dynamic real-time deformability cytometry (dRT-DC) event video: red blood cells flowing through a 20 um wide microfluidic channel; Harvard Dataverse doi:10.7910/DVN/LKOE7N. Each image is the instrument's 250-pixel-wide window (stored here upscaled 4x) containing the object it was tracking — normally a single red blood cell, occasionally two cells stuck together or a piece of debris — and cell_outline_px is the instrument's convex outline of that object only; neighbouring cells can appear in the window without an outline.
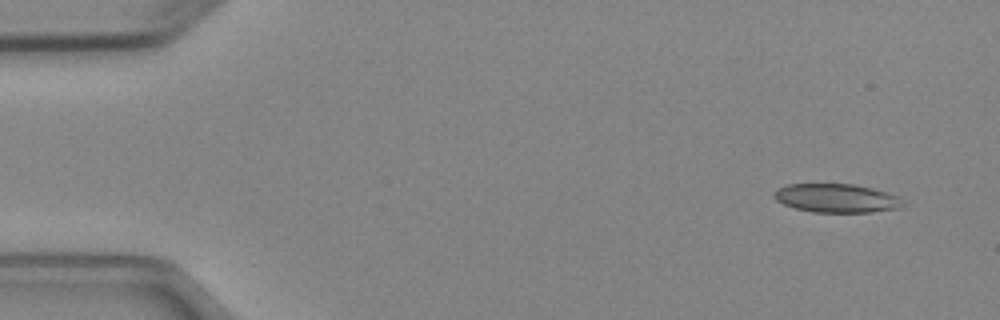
{"species": "Egyptian fruit bat (a non-hibernating species)", "species_latin": "Rousettus aegyptiacus", "temperature_condition": "cold", "stored_images_in_passage": 4, "camera_frame_rate_fps": 3000, "um_per_image_px": 0.085, "animal": {"sex": "female"}, "frame": {"image": 1, "passage_image": 1, "time_ms": 0.0, "image_size_px": [1000, 320], "cell_outline_px": [[908, 204], [900, 208], [872, 212], [812, 212], [796, 208], [784, 204], [776, 200], [772, 196], [772, 192], [776, 188], [788, 184], [852, 184], [872, 188], [900, 196]], "centroid_in_image_um": [71.13, 16.84], "position_along_channel_um": 13.9, "area_um2": 21.85}}
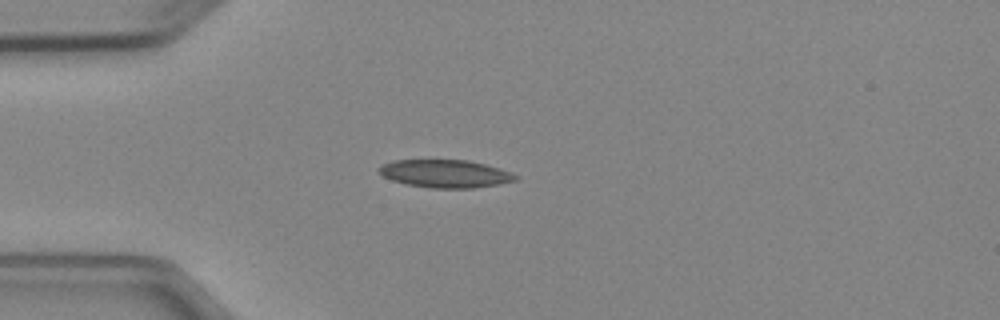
{"frame": {"image": 2, "passage_image": 4, "time_ms": 3.333, "image_size_px": [1000, 320], "cell_outline_px": [[520, 176], [516, 180], [496, 184], [472, 188], [432, 188], [408, 184], [392, 180], [384, 176], [376, 168], [392, 160], [468, 160], [500, 168], [512, 172]], "centroid_in_image_um": [37.87, 14.75], "position_along_channel_um": 47.1, "area_um2": 22.02}}